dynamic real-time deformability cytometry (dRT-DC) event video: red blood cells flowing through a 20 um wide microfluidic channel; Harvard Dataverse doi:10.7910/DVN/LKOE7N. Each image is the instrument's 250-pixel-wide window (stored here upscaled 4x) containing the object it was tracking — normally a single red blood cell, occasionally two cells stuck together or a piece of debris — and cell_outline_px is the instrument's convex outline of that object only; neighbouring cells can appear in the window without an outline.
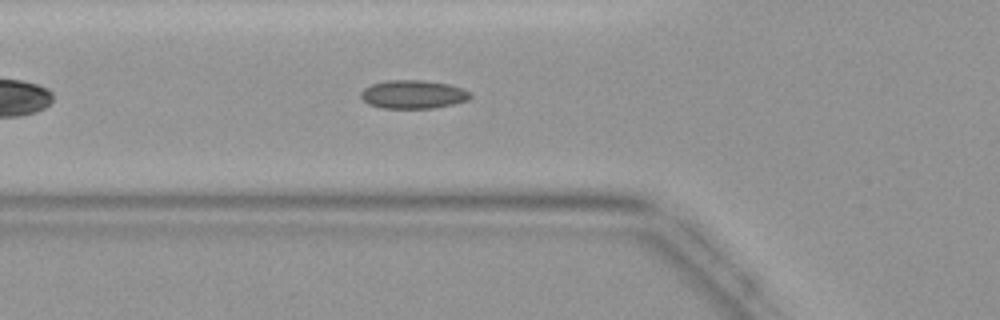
{"species": "common noctule bat (a hibernating species)", "species_latin": "Nyctalus noctula", "temperature_condition": "warm", "stored_images_in_passage": 35, "camera_frame_rate_fps": 3000, "um_per_image_px": 0.085, "animal": {"sex": "female", "body_mass_g": 19.9}, "frame": {"image": 1, "passage_image": 6, "time_ms": 1.667, "image_size_px": [1000, 320], "cell_outline_px": [[472, 96], [468, 100], [452, 104], [432, 108], [384, 108], [368, 104], [360, 96], [360, 92], [364, 88], [372, 84], [384, 80], [420, 80], [448, 84], [472, 92]], "centroid_in_image_um": [35.1, 8.02], "position_along_channel_um": 90.7, "area_um2": 18.09}}